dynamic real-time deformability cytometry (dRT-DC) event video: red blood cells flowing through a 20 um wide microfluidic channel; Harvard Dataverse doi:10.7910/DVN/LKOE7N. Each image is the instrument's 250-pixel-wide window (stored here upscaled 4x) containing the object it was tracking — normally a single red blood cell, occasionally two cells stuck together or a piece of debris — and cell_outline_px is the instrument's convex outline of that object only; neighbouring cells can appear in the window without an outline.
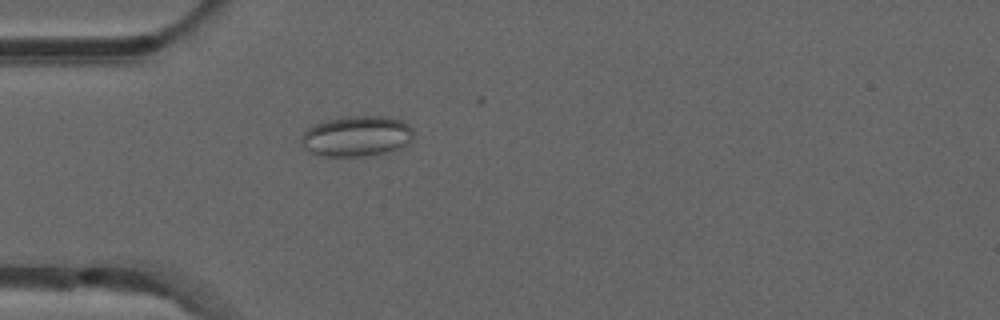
{"species": "common noctule bat (a hibernating species)", "species_latin": "Nyctalus noctula", "temperature_condition": "room temperature", "stored_images_in_passage": 15, "camera_frame_rate_fps": 3000, "um_per_image_px": 0.085, "animal": {"sex": "male", "forearm_length_mm": 52.5}, "frame": {"image": 1, "passage_image": 10, "time_ms": 3.0, "image_size_px": [1000, 320], "cell_outline_px": [[412, 140], [408, 144], [400, 148], [384, 152], [364, 156], [324, 156], [312, 152], [304, 148], [300, 140], [300, 136], [308, 128], [316, 124], [328, 120], [348, 116], [388, 116], [404, 120], [412, 128]], "centroid_in_image_um": [30.34, 11.56], "position_along_channel_um": 54.7, "area_um2": 26.53}}